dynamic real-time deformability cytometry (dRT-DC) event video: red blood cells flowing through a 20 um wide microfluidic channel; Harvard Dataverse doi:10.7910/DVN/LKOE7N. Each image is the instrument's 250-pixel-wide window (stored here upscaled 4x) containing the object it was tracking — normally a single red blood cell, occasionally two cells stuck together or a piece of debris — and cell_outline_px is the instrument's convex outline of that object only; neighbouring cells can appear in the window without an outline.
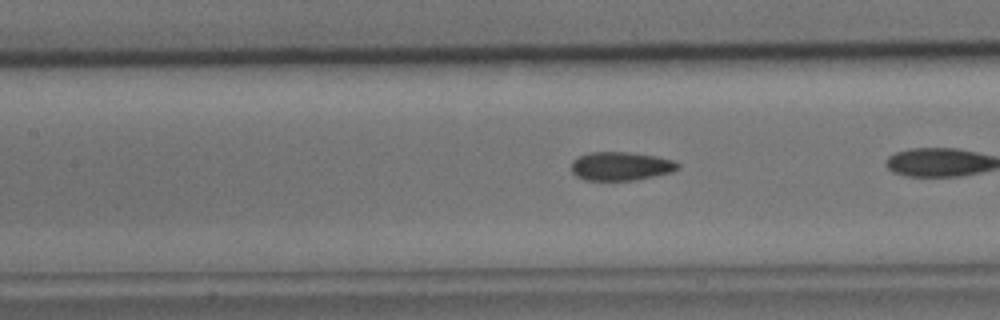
{"species": "common noctule bat (a hibernating species)", "species_latin": "Nyctalus noctula", "temperature_condition": "cold", "stored_images_in_passage": 41, "camera_frame_rate_fps": 3000, "um_per_image_px": 0.085, "animal": {"sex": "male", "body_mass_g": 15.6}, "frame": {"image": 1, "passage_image": 22, "time_ms": 7.0, "image_size_px": [1000, 320], "cell_outline_px": [[680, 168], [672, 172], [632, 180], [584, 180], [576, 176], [572, 172], [572, 160], [588, 152], [628, 152], [656, 156], [676, 160], [680, 164]], "centroid_in_image_um": [52.79, 14.11], "position_along_channel_um": 154.6, "area_um2": 17.8}}
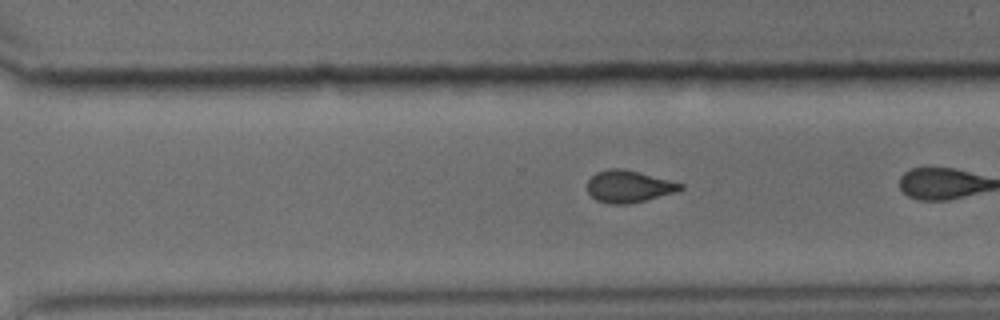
{"frame": {"image": 2, "passage_image": 36, "time_ms": 11.667, "image_size_px": [1000, 320], "cell_outline_px": [[684, 188], [676, 192], [628, 204], [608, 204], [596, 200], [588, 192], [588, 180], [596, 172], [608, 168], [624, 168], [640, 172], [684, 184]], "centroid_in_image_um": [53.43, 15.84], "position_along_channel_um": 317.2, "area_um2": 17.4}}